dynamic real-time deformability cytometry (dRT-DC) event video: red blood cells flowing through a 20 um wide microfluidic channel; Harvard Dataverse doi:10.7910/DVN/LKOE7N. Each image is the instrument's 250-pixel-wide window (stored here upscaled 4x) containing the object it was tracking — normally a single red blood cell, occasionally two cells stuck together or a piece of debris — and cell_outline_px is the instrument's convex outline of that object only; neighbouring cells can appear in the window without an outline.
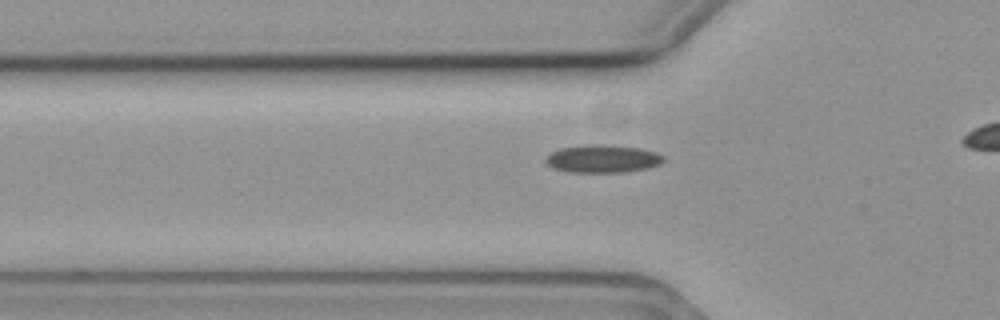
{"species": "common noctule bat (a hibernating species)", "species_latin": "Nyctalus noctula", "temperature_condition": "cold", "stored_images_in_passage": 32, "camera_frame_rate_fps": 3000, "um_per_image_px": 0.085, "animal": {"sex": "female", "body_mass_g": 19.3, "forearm_length_mm": 54.1}, "frame": {"image": 1, "passage_image": 5, "time_ms": 1.333, "image_size_px": [1000, 320], "cell_outline_px": [[664, 160], [660, 164], [648, 168], [624, 172], [568, 172], [552, 168], [544, 160], [544, 156], [560, 148], [588, 144], [604, 144], [640, 148], [656, 152], [664, 156]], "centroid_in_image_um": [51.2, 13.49], "position_along_channel_um": 74.6, "area_um2": 19.31}}
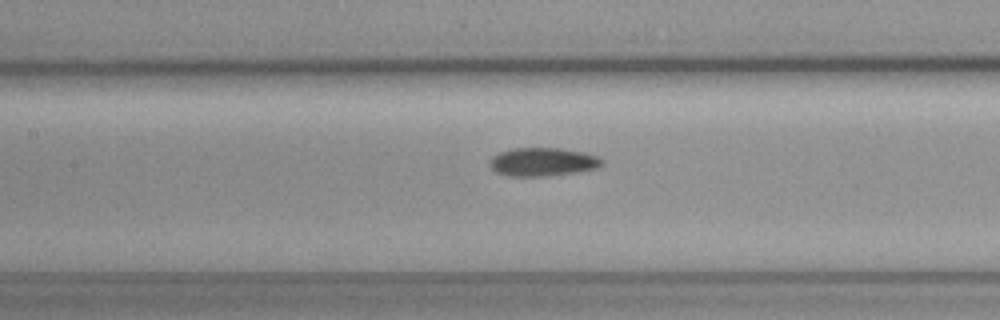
{"frame": {"image": 2, "passage_image": 12, "time_ms": 3.667, "image_size_px": [1000, 320], "cell_outline_px": [[604, 164], [596, 168], [576, 172], [540, 176], [508, 176], [496, 172], [488, 164], [492, 156], [500, 152], [512, 148], [560, 148], [584, 152], [600, 156], [604, 160]], "centroid_in_image_um": [46.15, 13.75], "position_along_channel_um": 161.3, "area_um2": 18.67}}
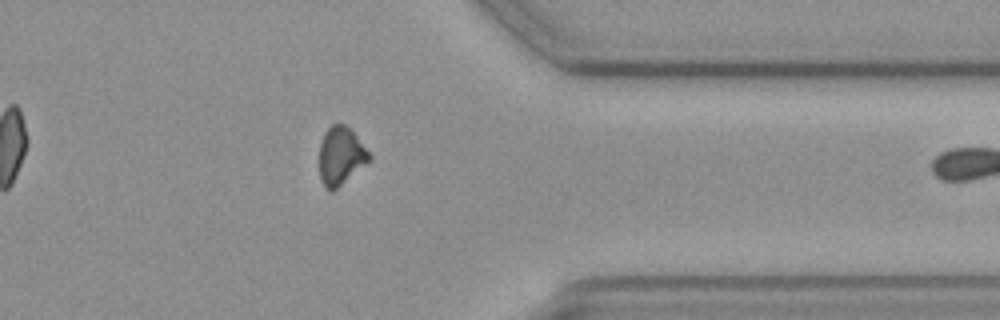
{"frame": {"image": 3, "passage_image": 31, "time_ms": 10.0, "image_size_px": [1000, 320], "cell_outline_px": [[372, 160], [332, 192], [324, 188], [320, 180], [320, 144], [324, 132], [332, 124], [344, 124], [356, 136], [372, 156]], "centroid_in_image_um": [28.96, 13.29], "position_along_channel_um": 382.4, "area_um2": 16.88}}